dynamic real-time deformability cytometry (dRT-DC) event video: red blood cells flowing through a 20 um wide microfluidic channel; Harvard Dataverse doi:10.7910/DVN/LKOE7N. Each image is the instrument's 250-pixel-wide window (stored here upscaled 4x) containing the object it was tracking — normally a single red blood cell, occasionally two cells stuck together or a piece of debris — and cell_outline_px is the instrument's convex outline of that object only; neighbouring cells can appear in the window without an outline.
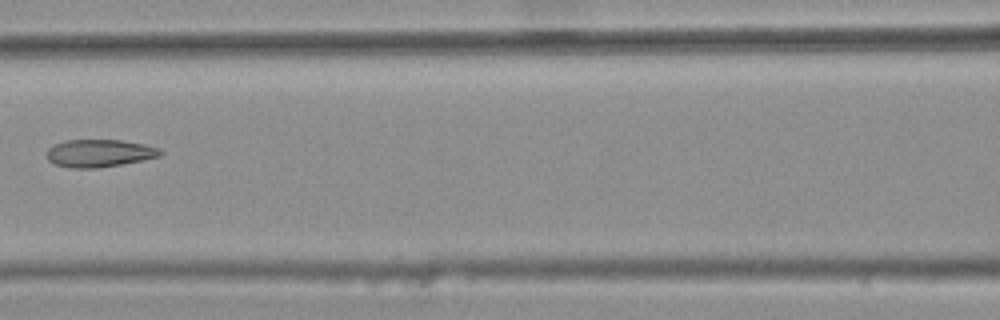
{"species": "common noctule bat (a hibernating species)", "species_latin": "Nyctalus noctula", "temperature_condition": "warm", "stored_images_in_passage": 7, "camera_frame_rate_fps": 3000, "um_per_image_px": 0.085, "animal": {"sex": "female", "body_mass_g": 25.1}, "frame": {"image": 1, "passage_image": 7, "time_ms": 2.0, "image_size_px": [1000, 320], "cell_outline_px": [[164, 152], [160, 156], [120, 164], [96, 168], [68, 168], [56, 164], [48, 160], [48, 148], [64, 140], [124, 140], [144, 144], [160, 148]], "centroid_in_image_um": [8.46, 13.01], "position_along_channel_um": 158.1, "area_um2": 18.15}}